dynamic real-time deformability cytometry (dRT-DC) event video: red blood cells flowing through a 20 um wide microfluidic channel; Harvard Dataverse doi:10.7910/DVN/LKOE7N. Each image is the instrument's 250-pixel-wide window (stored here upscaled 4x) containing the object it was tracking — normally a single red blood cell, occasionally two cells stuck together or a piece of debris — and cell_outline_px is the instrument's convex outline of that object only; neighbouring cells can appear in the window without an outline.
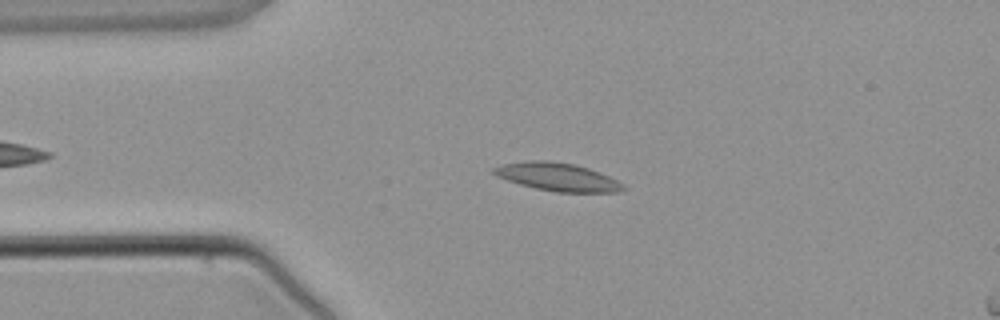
{"species": "common noctule bat (a hibernating species)", "species_latin": "Nyctalus noctula", "temperature_condition": "warm", "stored_images_in_passage": 3, "camera_frame_rate_fps": 3000, "um_per_image_px": 0.085, "animal": {"sex": "male", "body_mass_g": 21.5, "forearm_length_mm": 52.0}, "frame": {"image": 1, "passage_image": 2, "time_ms": 1.333, "image_size_px": [1000, 320], "cell_outline_px": [[628, 188], [620, 192], [556, 192], [536, 188], [520, 184], [496, 176], [492, 172], [492, 168], [504, 164], [532, 160], [548, 160], [576, 164], [588, 168], [608, 176], [624, 184]], "centroid_in_image_um": [47.42, 15.04], "position_along_channel_um": 37.6, "area_um2": 21.1}}